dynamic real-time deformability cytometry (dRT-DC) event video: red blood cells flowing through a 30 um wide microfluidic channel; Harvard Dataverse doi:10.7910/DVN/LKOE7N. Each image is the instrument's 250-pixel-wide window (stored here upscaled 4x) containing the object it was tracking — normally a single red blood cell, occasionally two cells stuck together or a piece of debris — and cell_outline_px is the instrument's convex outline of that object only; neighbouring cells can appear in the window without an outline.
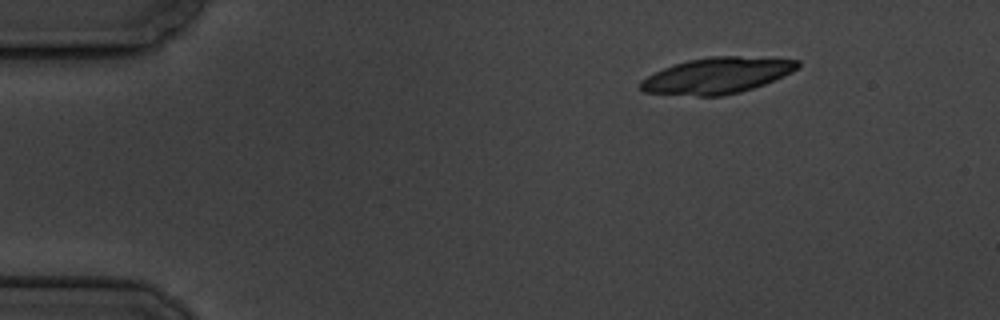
{"species": "common noctule bat (a hibernating species)", "species_latin": "Nyctalus noctula", "temperature_condition": "cold", "stored_images_in_passage": 3, "camera_frame_rate_fps": 3000, "um_per_image_px": 0.085, "animal": {"sex": "male", "body_mass_g": 19.5, "forearm_length_mm": 54.6}, "frame": {"image": 1, "passage_image": 1, "time_ms": 0.0, "image_size_px": [1000, 320], "cell_outline_px": [[800, 64], [792, 72], [784, 76], [764, 84], [740, 92], [720, 96], [700, 96], [644, 92], [640, 88], [640, 80], [664, 68], [688, 60], [708, 56], [740, 56], [800, 60]], "centroid_in_image_um": [60.96, 6.42], "position_along_channel_um": 24.0, "area_um2": 32.71}}